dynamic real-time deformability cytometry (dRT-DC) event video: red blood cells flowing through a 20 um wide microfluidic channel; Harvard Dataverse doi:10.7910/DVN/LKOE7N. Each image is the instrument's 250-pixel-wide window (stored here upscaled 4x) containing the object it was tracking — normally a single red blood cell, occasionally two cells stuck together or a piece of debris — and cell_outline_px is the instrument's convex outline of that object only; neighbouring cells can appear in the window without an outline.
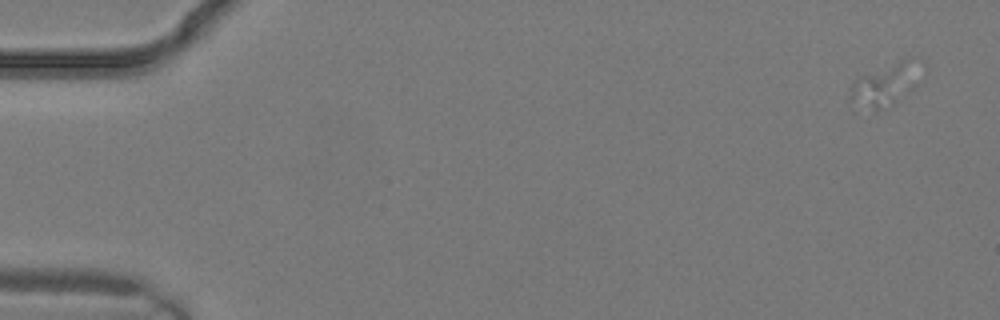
{"species": "common noctule bat (a hibernating species)", "species_latin": "Nyctalus noctula", "temperature_condition": "warm", "stored_images_in_passage": 2, "camera_frame_rate_fps": 3000, "um_per_image_px": 0.085, "animal": {"sex": "male", "body_mass_g": 19.2, "forearm_length_mm": 51.8}, "frame": {"image": 1, "passage_image": 1, "time_ms": 0.0, "image_size_px": [1000, 320], "cell_outline_px": [[908, 60], [892, 104], [876, 112], [848, 100], [848, 96], [852, 84], [856, 76], [900, 60]], "centroid_in_image_um": [74.6, 7.34], "position_along_channel_um": 10.4, "area_um2": 13.41}}